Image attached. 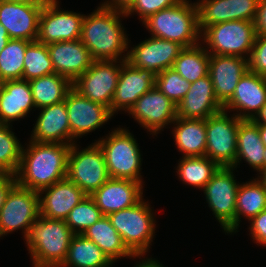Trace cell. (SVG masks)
Returning <instances> with one entry per match:
<instances>
[{"label":"cell","instance_id":"cell-1","mask_svg":"<svg viewBox=\"0 0 266 267\" xmlns=\"http://www.w3.org/2000/svg\"><path fill=\"white\" fill-rule=\"evenodd\" d=\"M69 144L39 143L30 140L22 148L21 161L15 174L16 183L40 192L66 178Z\"/></svg>","mask_w":266,"mask_h":267},{"label":"cell","instance_id":"cell-2","mask_svg":"<svg viewBox=\"0 0 266 267\" xmlns=\"http://www.w3.org/2000/svg\"><path fill=\"white\" fill-rule=\"evenodd\" d=\"M120 17H127L126 13L102 5L84 16L80 40L89 49L94 61L127 60L128 53L125 52H128L130 42Z\"/></svg>","mask_w":266,"mask_h":267},{"label":"cell","instance_id":"cell-3","mask_svg":"<svg viewBox=\"0 0 266 267\" xmlns=\"http://www.w3.org/2000/svg\"><path fill=\"white\" fill-rule=\"evenodd\" d=\"M74 233L65 220L43 216L33 222L25 239L34 267H60Z\"/></svg>","mask_w":266,"mask_h":267},{"label":"cell","instance_id":"cell-4","mask_svg":"<svg viewBox=\"0 0 266 267\" xmlns=\"http://www.w3.org/2000/svg\"><path fill=\"white\" fill-rule=\"evenodd\" d=\"M142 23L152 37L174 41L183 47L201 43L197 5L190 3V0H181L174 6L160 10L148 16Z\"/></svg>","mask_w":266,"mask_h":267},{"label":"cell","instance_id":"cell-5","mask_svg":"<svg viewBox=\"0 0 266 267\" xmlns=\"http://www.w3.org/2000/svg\"><path fill=\"white\" fill-rule=\"evenodd\" d=\"M104 155L110 178L129 179L144 183L141 175V152L134 135L128 129L116 128L109 135L95 140Z\"/></svg>","mask_w":266,"mask_h":267},{"label":"cell","instance_id":"cell-6","mask_svg":"<svg viewBox=\"0 0 266 267\" xmlns=\"http://www.w3.org/2000/svg\"><path fill=\"white\" fill-rule=\"evenodd\" d=\"M148 201L142 198L137 204L107 215L112 226L121 236L132 254H144L150 250L155 236V216Z\"/></svg>","mask_w":266,"mask_h":267},{"label":"cell","instance_id":"cell-7","mask_svg":"<svg viewBox=\"0 0 266 267\" xmlns=\"http://www.w3.org/2000/svg\"><path fill=\"white\" fill-rule=\"evenodd\" d=\"M201 37L209 54L249 59L256 38L255 23L244 20L221 22L208 27Z\"/></svg>","mask_w":266,"mask_h":267},{"label":"cell","instance_id":"cell-8","mask_svg":"<svg viewBox=\"0 0 266 267\" xmlns=\"http://www.w3.org/2000/svg\"><path fill=\"white\" fill-rule=\"evenodd\" d=\"M77 147L76 143L70 146L66 178L90 196L110 178L105 155L96 142L81 151Z\"/></svg>","mask_w":266,"mask_h":267},{"label":"cell","instance_id":"cell-9","mask_svg":"<svg viewBox=\"0 0 266 267\" xmlns=\"http://www.w3.org/2000/svg\"><path fill=\"white\" fill-rule=\"evenodd\" d=\"M234 167H220L203 188L205 199L225 234L235 233L236 197L239 182Z\"/></svg>","mask_w":266,"mask_h":267},{"label":"cell","instance_id":"cell-10","mask_svg":"<svg viewBox=\"0 0 266 267\" xmlns=\"http://www.w3.org/2000/svg\"><path fill=\"white\" fill-rule=\"evenodd\" d=\"M241 119L228 111L220 112L205 119L206 151L205 156L220 167H234L237 155V131Z\"/></svg>","mask_w":266,"mask_h":267},{"label":"cell","instance_id":"cell-11","mask_svg":"<svg viewBox=\"0 0 266 267\" xmlns=\"http://www.w3.org/2000/svg\"><path fill=\"white\" fill-rule=\"evenodd\" d=\"M40 216L39 192L17 183L10 189L0 211V237L22 229L24 240Z\"/></svg>","mask_w":266,"mask_h":267},{"label":"cell","instance_id":"cell-12","mask_svg":"<svg viewBox=\"0 0 266 267\" xmlns=\"http://www.w3.org/2000/svg\"><path fill=\"white\" fill-rule=\"evenodd\" d=\"M121 66L122 61H93L91 66L72 83V87L82 96L106 106L111 111V101Z\"/></svg>","mask_w":266,"mask_h":267},{"label":"cell","instance_id":"cell-13","mask_svg":"<svg viewBox=\"0 0 266 267\" xmlns=\"http://www.w3.org/2000/svg\"><path fill=\"white\" fill-rule=\"evenodd\" d=\"M59 3L52 0L43 6L39 17L38 42L48 45L80 39L85 14L63 11Z\"/></svg>","mask_w":266,"mask_h":267},{"label":"cell","instance_id":"cell-14","mask_svg":"<svg viewBox=\"0 0 266 267\" xmlns=\"http://www.w3.org/2000/svg\"><path fill=\"white\" fill-rule=\"evenodd\" d=\"M65 104L69 117L71 145L76 143V139L100 128L114 116L109 108L87 99L73 87L66 94Z\"/></svg>","mask_w":266,"mask_h":267},{"label":"cell","instance_id":"cell-15","mask_svg":"<svg viewBox=\"0 0 266 267\" xmlns=\"http://www.w3.org/2000/svg\"><path fill=\"white\" fill-rule=\"evenodd\" d=\"M130 115L152 135L160 133L166 125L177 118V105L168 99L156 87L144 93L132 108ZM170 123V124H169Z\"/></svg>","mask_w":266,"mask_h":267},{"label":"cell","instance_id":"cell-16","mask_svg":"<svg viewBox=\"0 0 266 267\" xmlns=\"http://www.w3.org/2000/svg\"><path fill=\"white\" fill-rule=\"evenodd\" d=\"M260 0H199L198 28L202 34L208 27L221 22L255 21Z\"/></svg>","mask_w":266,"mask_h":267},{"label":"cell","instance_id":"cell-17","mask_svg":"<svg viewBox=\"0 0 266 267\" xmlns=\"http://www.w3.org/2000/svg\"><path fill=\"white\" fill-rule=\"evenodd\" d=\"M183 48L177 42L151 36L131 47L126 61L135 68L151 70L157 75L173 67Z\"/></svg>","mask_w":266,"mask_h":267},{"label":"cell","instance_id":"cell-18","mask_svg":"<svg viewBox=\"0 0 266 267\" xmlns=\"http://www.w3.org/2000/svg\"><path fill=\"white\" fill-rule=\"evenodd\" d=\"M155 77L151 70L135 68L122 61L116 90L111 101V113L128 111L144 93L155 87Z\"/></svg>","mask_w":266,"mask_h":267},{"label":"cell","instance_id":"cell-19","mask_svg":"<svg viewBox=\"0 0 266 267\" xmlns=\"http://www.w3.org/2000/svg\"><path fill=\"white\" fill-rule=\"evenodd\" d=\"M265 103L266 77L248 70L239 80L233 96L223 106V110L236 111L234 115L241 120H254Z\"/></svg>","mask_w":266,"mask_h":267},{"label":"cell","instance_id":"cell-20","mask_svg":"<svg viewBox=\"0 0 266 267\" xmlns=\"http://www.w3.org/2000/svg\"><path fill=\"white\" fill-rule=\"evenodd\" d=\"M42 5L0 0V23L10 39L36 41Z\"/></svg>","mask_w":266,"mask_h":267},{"label":"cell","instance_id":"cell-21","mask_svg":"<svg viewBox=\"0 0 266 267\" xmlns=\"http://www.w3.org/2000/svg\"><path fill=\"white\" fill-rule=\"evenodd\" d=\"M144 183L129 179L109 178L90 197L103 215L129 208L137 204L144 196Z\"/></svg>","mask_w":266,"mask_h":267},{"label":"cell","instance_id":"cell-22","mask_svg":"<svg viewBox=\"0 0 266 267\" xmlns=\"http://www.w3.org/2000/svg\"><path fill=\"white\" fill-rule=\"evenodd\" d=\"M248 70V59L210 54L209 75L215 96L223 106L231 99L239 80Z\"/></svg>","mask_w":266,"mask_h":267},{"label":"cell","instance_id":"cell-23","mask_svg":"<svg viewBox=\"0 0 266 267\" xmlns=\"http://www.w3.org/2000/svg\"><path fill=\"white\" fill-rule=\"evenodd\" d=\"M54 71L72 83L93 63L89 49L81 40L61 41L47 45Z\"/></svg>","mask_w":266,"mask_h":267},{"label":"cell","instance_id":"cell-24","mask_svg":"<svg viewBox=\"0 0 266 267\" xmlns=\"http://www.w3.org/2000/svg\"><path fill=\"white\" fill-rule=\"evenodd\" d=\"M223 110L217 100L210 75L191 83L185 97L177 104V117L207 119Z\"/></svg>","mask_w":266,"mask_h":267},{"label":"cell","instance_id":"cell-25","mask_svg":"<svg viewBox=\"0 0 266 267\" xmlns=\"http://www.w3.org/2000/svg\"><path fill=\"white\" fill-rule=\"evenodd\" d=\"M86 196L78 186L65 178L39 192L40 215L48 219L65 220L74 206Z\"/></svg>","mask_w":266,"mask_h":267},{"label":"cell","instance_id":"cell-26","mask_svg":"<svg viewBox=\"0 0 266 267\" xmlns=\"http://www.w3.org/2000/svg\"><path fill=\"white\" fill-rule=\"evenodd\" d=\"M41 110L32 130V141L39 143H63L71 145L69 117L65 100Z\"/></svg>","mask_w":266,"mask_h":267},{"label":"cell","instance_id":"cell-27","mask_svg":"<svg viewBox=\"0 0 266 267\" xmlns=\"http://www.w3.org/2000/svg\"><path fill=\"white\" fill-rule=\"evenodd\" d=\"M36 108L29 81L24 79L6 80L0 87V123L9 124L23 119Z\"/></svg>","mask_w":266,"mask_h":267},{"label":"cell","instance_id":"cell-28","mask_svg":"<svg viewBox=\"0 0 266 267\" xmlns=\"http://www.w3.org/2000/svg\"><path fill=\"white\" fill-rule=\"evenodd\" d=\"M172 134L182 157L205 156L207 135L205 119L176 118Z\"/></svg>","mask_w":266,"mask_h":267},{"label":"cell","instance_id":"cell-29","mask_svg":"<svg viewBox=\"0 0 266 267\" xmlns=\"http://www.w3.org/2000/svg\"><path fill=\"white\" fill-rule=\"evenodd\" d=\"M82 235L97 244L113 263L121 257H131L133 259L138 257L141 259L144 256V254H132L127 249L121 236L105 215L88 227Z\"/></svg>","mask_w":266,"mask_h":267},{"label":"cell","instance_id":"cell-30","mask_svg":"<svg viewBox=\"0 0 266 267\" xmlns=\"http://www.w3.org/2000/svg\"><path fill=\"white\" fill-rule=\"evenodd\" d=\"M265 146L258 125L253 120H241L237 131V155L234 168L242 159L257 173L264 169ZM239 163V164H238Z\"/></svg>","mask_w":266,"mask_h":267},{"label":"cell","instance_id":"cell-31","mask_svg":"<svg viewBox=\"0 0 266 267\" xmlns=\"http://www.w3.org/2000/svg\"><path fill=\"white\" fill-rule=\"evenodd\" d=\"M114 264L92 240L82 234L71 238L67 256L60 267H111Z\"/></svg>","mask_w":266,"mask_h":267},{"label":"cell","instance_id":"cell-32","mask_svg":"<svg viewBox=\"0 0 266 267\" xmlns=\"http://www.w3.org/2000/svg\"><path fill=\"white\" fill-rule=\"evenodd\" d=\"M29 85L38 109L64 101L72 88V82L68 78L56 73L30 80Z\"/></svg>","mask_w":266,"mask_h":267},{"label":"cell","instance_id":"cell-33","mask_svg":"<svg viewBox=\"0 0 266 267\" xmlns=\"http://www.w3.org/2000/svg\"><path fill=\"white\" fill-rule=\"evenodd\" d=\"M266 209V188L257 179L239 184L236 197L235 233L239 232L240 219L249 221ZM242 215V216H241Z\"/></svg>","mask_w":266,"mask_h":267},{"label":"cell","instance_id":"cell-34","mask_svg":"<svg viewBox=\"0 0 266 267\" xmlns=\"http://www.w3.org/2000/svg\"><path fill=\"white\" fill-rule=\"evenodd\" d=\"M209 60L210 54L202 46V43H199L191 47H184L172 68L188 82L193 83L209 75Z\"/></svg>","mask_w":266,"mask_h":267},{"label":"cell","instance_id":"cell-35","mask_svg":"<svg viewBox=\"0 0 266 267\" xmlns=\"http://www.w3.org/2000/svg\"><path fill=\"white\" fill-rule=\"evenodd\" d=\"M177 166V175L186 185L203 189L220 166L206 156L182 157Z\"/></svg>","mask_w":266,"mask_h":267},{"label":"cell","instance_id":"cell-36","mask_svg":"<svg viewBox=\"0 0 266 267\" xmlns=\"http://www.w3.org/2000/svg\"><path fill=\"white\" fill-rule=\"evenodd\" d=\"M30 41L10 39L0 52V82L22 79L24 55Z\"/></svg>","mask_w":266,"mask_h":267},{"label":"cell","instance_id":"cell-37","mask_svg":"<svg viewBox=\"0 0 266 267\" xmlns=\"http://www.w3.org/2000/svg\"><path fill=\"white\" fill-rule=\"evenodd\" d=\"M55 73L46 44L31 41L24 55V71L22 79L30 81L41 76Z\"/></svg>","mask_w":266,"mask_h":267},{"label":"cell","instance_id":"cell-38","mask_svg":"<svg viewBox=\"0 0 266 267\" xmlns=\"http://www.w3.org/2000/svg\"><path fill=\"white\" fill-rule=\"evenodd\" d=\"M9 124L0 123V174L15 175L21 161L23 145Z\"/></svg>","mask_w":266,"mask_h":267},{"label":"cell","instance_id":"cell-39","mask_svg":"<svg viewBox=\"0 0 266 267\" xmlns=\"http://www.w3.org/2000/svg\"><path fill=\"white\" fill-rule=\"evenodd\" d=\"M104 215L90 196L78 203L65 219L74 234H82Z\"/></svg>","mask_w":266,"mask_h":267},{"label":"cell","instance_id":"cell-40","mask_svg":"<svg viewBox=\"0 0 266 267\" xmlns=\"http://www.w3.org/2000/svg\"><path fill=\"white\" fill-rule=\"evenodd\" d=\"M191 83L175 69L168 68L155 77V87L176 105L185 97Z\"/></svg>","mask_w":266,"mask_h":267},{"label":"cell","instance_id":"cell-41","mask_svg":"<svg viewBox=\"0 0 266 267\" xmlns=\"http://www.w3.org/2000/svg\"><path fill=\"white\" fill-rule=\"evenodd\" d=\"M181 0H136L132 8L126 13V16L137 13L141 21L148 16L157 13L160 10L171 7Z\"/></svg>","mask_w":266,"mask_h":267},{"label":"cell","instance_id":"cell-42","mask_svg":"<svg viewBox=\"0 0 266 267\" xmlns=\"http://www.w3.org/2000/svg\"><path fill=\"white\" fill-rule=\"evenodd\" d=\"M248 65L250 72L266 77V35H256Z\"/></svg>","mask_w":266,"mask_h":267},{"label":"cell","instance_id":"cell-43","mask_svg":"<svg viewBox=\"0 0 266 267\" xmlns=\"http://www.w3.org/2000/svg\"><path fill=\"white\" fill-rule=\"evenodd\" d=\"M249 227L252 239L256 244L266 246V209L253 217Z\"/></svg>","mask_w":266,"mask_h":267},{"label":"cell","instance_id":"cell-44","mask_svg":"<svg viewBox=\"0 0 266 267\" xmlns=\"http://www.w3.org/2000/svg\"><path fill=\"white\" fill-rule=\"evenodd\" d=\"M16 184L15 175L0 174V211L10 189Z\"/></svg>","mask_w":266,"mask_h":267},{"label":"cell","instance_id":"cell-45","mask_svg":"<svg viewBox=\"0 0 266 267\" xmlns=\"http://www.w3.org/2000/svg\"><path fill=\"white\" fill-rule=\"evenodd\" d=\"M254 23L256 35H266V0H260Z\"/></svg>","mask_w":266,"mask_h":267},{"label":"cell","instance_id":"cell-46","mask_svg":"<svg viewBox=\"0 0 266 267\" xmlns=\"http://www.w3.org/2000/svg\"><path fill=\"white\" fill-rule=\"evenodd\" d=\"M135 2L136 0H107L106 2L101 3V5L110 10L127 13Z\"/></svg>","mask_w":266,"mask_h":267},{"label":"cell","instance_id":"cell-47","mask_svg":"<svg viewBox=\"0 0 266 267\" xmlns=\"http://www.w3.org/2000/svg\"><path fill=\"white\" fill-rule=\"evenodd\" d=\"M141 261L138 262L134 267H164L162 263L158 262L159 260H156L155 258H146L142 259Z\"/></svg>","mask_w":266,"mask_h":267},{"label":"cell","instance_id":"cell-48","mask_svg":"<svg viewBox=\"0 0 266 267\" xmlns=\"http://www.w3.org/2000/svg\"><path fill=\"white\" fill-rule=\"evenodd\" d=\"M10 40L6 28L0 23V52Z\"/></svg>","mask_w":266,"mask_h":267},{"label":"cell","instance_id":"cell-49","mask_svg":"<svg viewBox=\"0 0 266 267\" xmlns=\"http://www.w3.org/2000/svg\"><path fill=\"white\" fill-rule=\"evenodd\" d=\"M256 124H266V103L262 106L260 113L253 120Z\"/></svg>","mask_w":266,"mask_h":267},{"label":"cell","instance_id":"cell-50","mask_svg":"<svg viewBox=\"0 0 266 267\" xmlns=\"http://www.w3.org/2000/svg\"><path fill=\"white\" fill-rule=\"evenodd\" d=\"M10 2H20V3H27V4H33V5H46L52 0H6Z\"/></svg>","mask_w":266,"mask_h":267},{"label":"cell","instance_id":"cell-51","mask_svg":"<svg viewBox=\"0 0 266 267\" xmlns=\"http://www.w3.org/2000/svg\"><path fill=\"white\" fill-rule=\"evenodd\" d=\"M260 132L261 140L266 147V124H257Z\"/></svg>","mask_w":266,"mask_h":267},{"label":"cell","instance_id":"cell-52","mask_svg":"<svg viewBox=\"0 0 266 267\" xmlns=\"http://www.w3.org/2000/svg\"><path fill=\"white\" fill-rule=\"evenodd\" d=\"M260 175V176H259ZM257 179L263 184L266 188V168L262 169L257 176Z\"/></svg>","mask_w":266,"mask_h":267},{"label":"cell","instance_id":"cell-53","mask_svg":"<svg viewBox=\"0 0 266 267\" xmlns=\"http://www.w3.org/2000/svg\"><path fill=\"white\" fill-rule=\"evenodd\" d=\"M264 168H266V147H265V151H264Z\"/></svg>","mask_w":266,"mask_h":267}]
</instances>
